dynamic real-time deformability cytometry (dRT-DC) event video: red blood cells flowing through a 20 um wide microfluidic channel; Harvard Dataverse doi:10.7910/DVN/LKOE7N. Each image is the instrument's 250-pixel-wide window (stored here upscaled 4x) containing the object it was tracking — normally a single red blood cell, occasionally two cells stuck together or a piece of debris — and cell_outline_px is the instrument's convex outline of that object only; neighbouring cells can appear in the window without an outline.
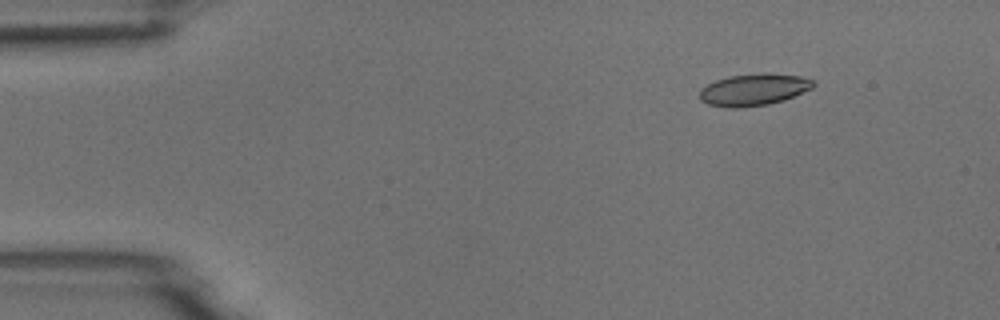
{"species": "common noctule bat (a hibernating species)", "species_latin": "Nyctalus noctula", "temperature_condition": "room temperature", "stored_images_in_passage": 8, "camera_frame_rate_fps": 3000, "um_per_image_px": 0.085, "animal": {"sex": "male", "body_mass_g": 18.8}, "frame": {"image": 1, "passage_image": 2, "time_ms": 1.333, "image_size_px": [1000, 320], "cell_outline_px": [[816, 84], [812, 88], [784, 100], [768, 104], [740, 108], [728, 108], [708, 104], [700, 100], [700, 88], [716, 80], [728, 76], [760, 72], [768, 72], [800, 76], [816, 80]], "centroid_in_image_um": [64.08, 7.6], "position_along_channel_um": 20.9, "area_um2": 21.44}}
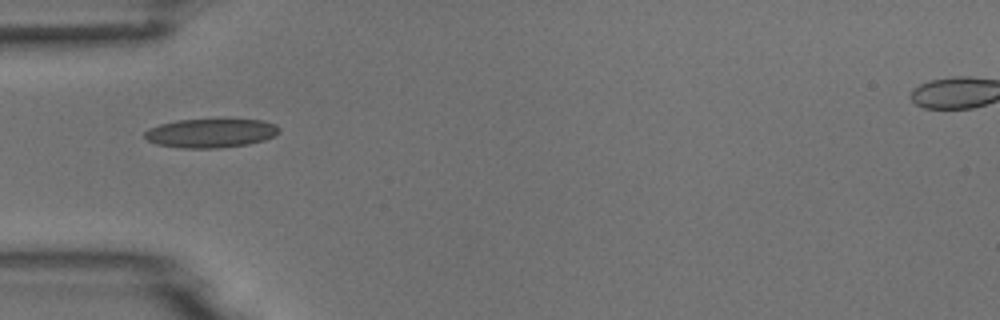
{"frame": {"image": 2, "passage_image": 5, "time_ms": 4.667, "image_size_px": [1000, 320], "cell_outline_px": [[280, 132], [276, 136], [264, 140], [248, 144], [220, 148], [180, 148], [156, 144], [148, 140], [144, 136], [144, 132], [148, 128], [160, 124], [176, 120], [264, 120], [276, 124], [280, 128]], "centroid_in_image_um": [17.93, 11.32], "position_along_channel_um": 67.1, "area_um2": 22.77}}